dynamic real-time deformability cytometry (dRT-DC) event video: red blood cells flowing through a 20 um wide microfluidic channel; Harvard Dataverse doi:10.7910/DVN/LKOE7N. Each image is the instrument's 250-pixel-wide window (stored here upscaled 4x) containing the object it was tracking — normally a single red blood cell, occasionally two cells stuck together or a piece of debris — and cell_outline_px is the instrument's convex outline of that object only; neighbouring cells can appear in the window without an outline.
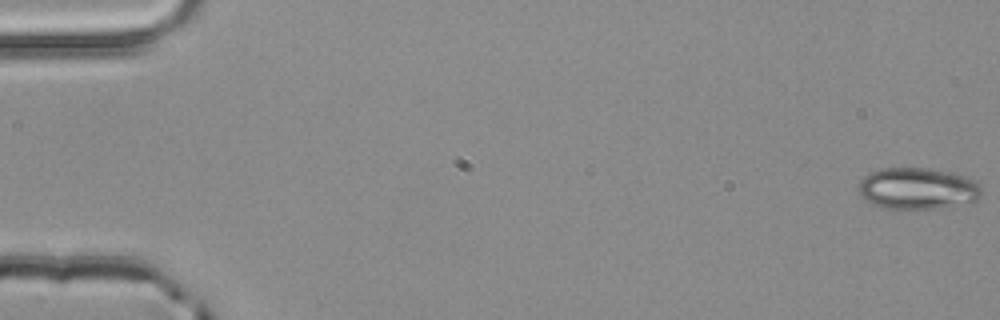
{"species": "common noctule bat (a hibernating species)", "species_latin": "Nyctalus noctula", "temperature_condition": "room temperature", "stored_images_in_passage": 54, "camera_frame_rate_fps": 3000, "um_per_image_px": 0.085, "animal": {"sex": "male", "body_mass_g": 20.4}, "frame": {"image": 1, "passage_image": 1, "time_ms": 0.0, "image_size_px": [1000, 320], "cell_outline_px": [[980, 196], [976, 200], [940, 208], [884, 208], [872, 204], [860, 192], [860, 180], [864, 176], [872, 172], [884, 168], [924, 168], [952, 172], [968, 176], [976, 180], [980, 188]], "centroid_in_image_um": [78.03, 16.01], "position_along_channel_um": 7.0, "area_um2": 29.36}}
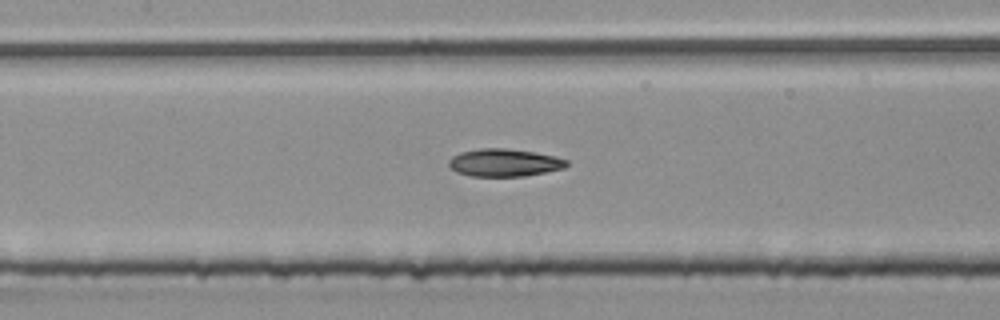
{"frame": {"image": 2, "passage_image": 26, "time_ms": 8.333, "image_size_px": [1000, 320], "cell_outline_px": [[568, 164], [564, 168], [548, 172], [524, 176], [468, 176], [456, 172], [448, 164], [448, 160], [452, 156], [460, 152], [480, 148], [508, 148], [532, 152], [552, 156], [568, 160]], "centroid_in_image_um": [42.84, 13.83], "position_along_channel_um": 164.6, "area_um2": 19.02}}
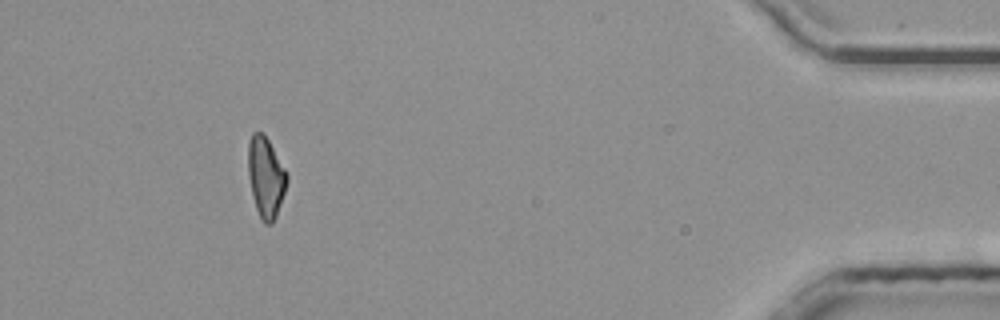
{"frame": {"image": 3, "passage_image": 50, "time_ms": 16.333, "image_size_px": [1000, 320], "cell_outline_px": [[288, 180], [276, 216], [272, 224], [264, 224], [256, 208], [248, 176], [248, 140], [252, 132], [264, 132], [288, 172]], "centroid_in_image_um": [22.6, 15.0], "position_along_channel_um": 412.6, "area_um2": 18.32}, "authors_computed_cell_mechanics": {"area_um2": 19.1029, "velocity_mm_per_s": 3.9189, "shape_relaxation_time_tau1_ms": 5.5874, "shape_relaxation_time_tau2_ms": 5.0337, "deformation_change_tau1": 0.1597, "deformation_change_tau2": 0.1294}}